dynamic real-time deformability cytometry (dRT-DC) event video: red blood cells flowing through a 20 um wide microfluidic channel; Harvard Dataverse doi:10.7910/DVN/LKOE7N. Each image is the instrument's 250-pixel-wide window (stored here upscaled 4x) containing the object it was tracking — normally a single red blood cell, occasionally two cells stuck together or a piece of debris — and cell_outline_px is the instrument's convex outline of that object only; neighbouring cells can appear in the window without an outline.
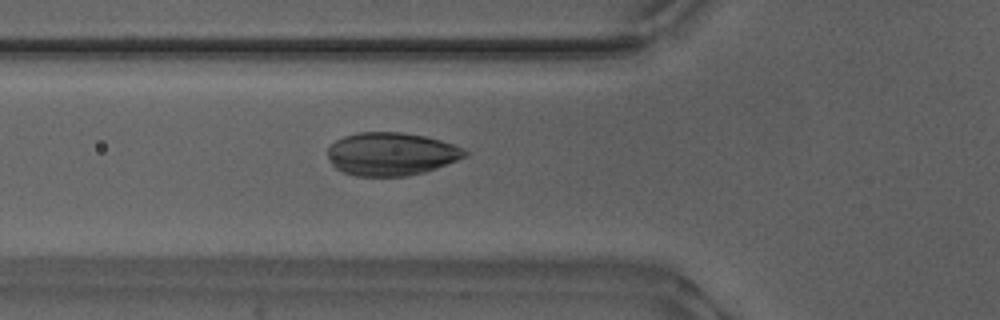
{"species": "Egyptian fruit bat (a non-hibernating species)", "species_latin": "Rousettus aegyptiacus", "temperature_condition": "warm", "stored_images_in_passage": 51, "camera_frame_rate_fps": 3000, "um_per_image_px": 0.085, "animal": {"sex": "male"}, "frame": {"image": 1, "passage_image": 17, "time_ms": 5.333, "image_size_px": [1000, 320], "cell_outline_px": [[468, 156], [436, 168], [424, 172], [408, 176], [356, 176], [344, 172], [336, 168], [332, 164], [328, 156], [328, 148], [336, 140], [344, 136], [360, 132], [400, 132], [424, 136], [440, 140], [464, 148], [468, 152]], "centroid_in_image_um": [33.26, 13.09], "position_along_channel_um": 92.5, "area_um2": 34.33}}
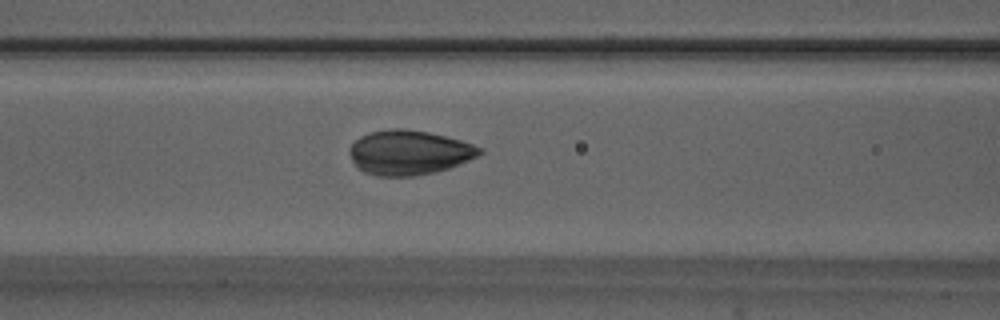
{"frame": {"image": 2, "passage_image": 20, "time_ms": 6.333, "image_size_px": [1000, 320], "cell_outline_px": [[484, 152], [468, 160], [448, 168], [436, 172], [412, 176], [376, 176], [364, 172], [352, 160], [348, 152], [348, 148], [360, 136], [372, 132], [392, 128], [404, 128], [428, 132], [460, 140], [484, 148]], "centroid_in_image_um": [34.76, 12.96], "position_along_channel_um": 131.8, "area_um2": 33.64}}
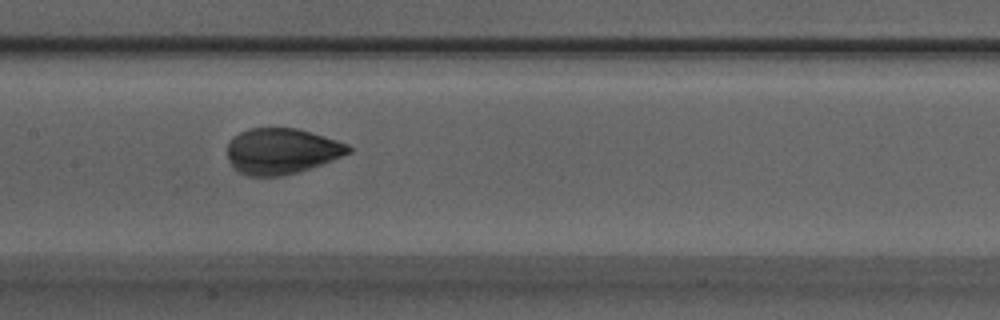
{"frame": {"image": 3, "passage_image": 24, "time_ms": 7.667, "image_size_px": [1000, 320], "cell_outline_px": [[352, 152], [332, 160], [284, 176], [248, 176], [240, 172], [228, 160], [228, 144], [232, 136], [240, 132], [252, 128], [296, 128], [324, 136], [348, 144], [352, 148]], "centroid_in_image_um": [23.93, 12.84], "position_along_channel_um": 183.5, "area_um2": 32.08}}